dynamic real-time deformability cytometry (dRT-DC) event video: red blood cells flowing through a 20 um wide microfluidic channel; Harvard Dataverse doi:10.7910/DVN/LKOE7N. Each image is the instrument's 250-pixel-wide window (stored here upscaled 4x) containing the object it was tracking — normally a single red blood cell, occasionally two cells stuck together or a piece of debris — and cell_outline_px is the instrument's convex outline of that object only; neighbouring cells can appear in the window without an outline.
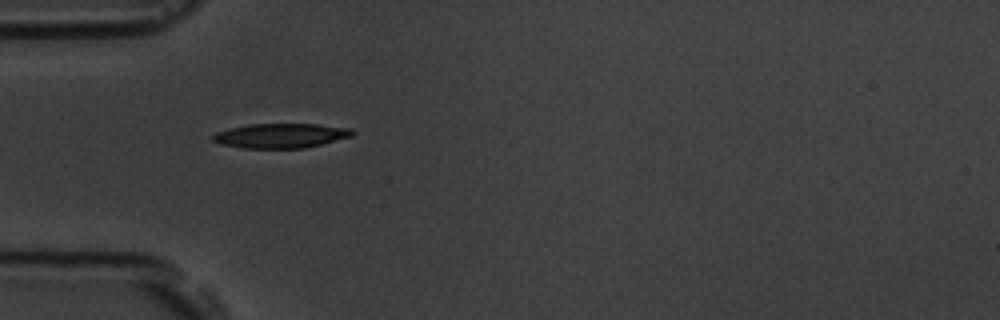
{"species": "common noctule bat (a hibernating species)", "species_latin": "Nyctalus noctula", "temperature_condition": "room temperature", "stored_images_in_passage": 2, "camera_frame_rate_fps": 3000, "um_per_image_px": 0.085, "animal": {"sex": "male", "body_mass_g": 19.5, "forearm_length_mm": 54.6}, "frame": {"image": 1, "passage_image": 1, "time_ms": 0.0, "image_size_px": [1000, 320], "cell_outline_px": [[356, 132], [352, 136], [304, 148], [240, 148], [220, 144], [212, 140], [212, 136], [216, 132], [232, 128], [252, 124], [316, 124], [352, 128]], "centroid_in_image_um": [23.88, 11.53], "position_along_channel_um": 61.1, "area_um2": 19.88}}
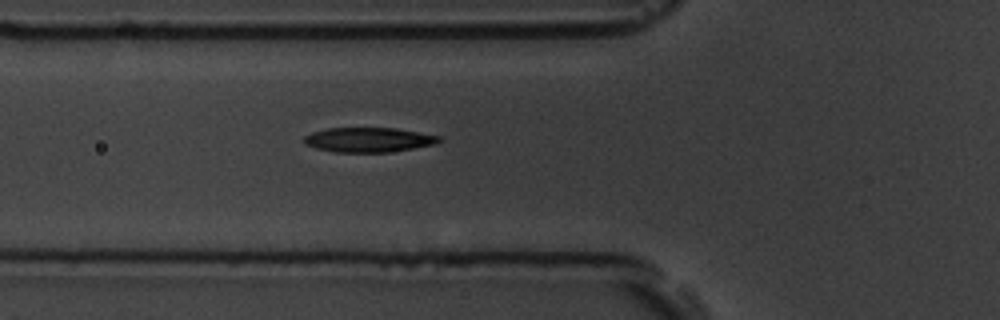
{"frame": {"image": 2, "passage_image": 2, "time_ms": 1.0, "image_size_px": [1000, 320], "cell_outline_px": [[444, 140], [436, 144], [388, 152], [336, 152], [316, 148], [304, 144], [304, 136], [312, 132], [328, 128], [396, 128], [440, 136]], "centroid_in_image_um": [31.34, 11.88], "position_along_channel_um": 94.5, "area_um2": 19.36}}